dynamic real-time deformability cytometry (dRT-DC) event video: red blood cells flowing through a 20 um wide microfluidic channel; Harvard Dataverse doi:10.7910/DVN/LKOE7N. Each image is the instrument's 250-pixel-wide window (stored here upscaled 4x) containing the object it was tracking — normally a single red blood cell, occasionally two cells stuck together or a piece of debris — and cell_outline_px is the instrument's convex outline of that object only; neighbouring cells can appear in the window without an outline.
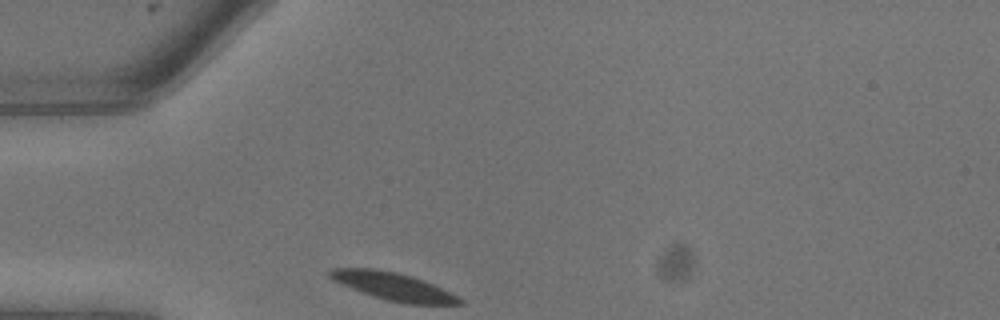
{"species": "common noctule bat (a hibernating species)", "species_latin": "Nyctalus noctula", "temperature_condition": "warm", "stored_images_in_passage": 3, "camera_frame_rate_fps": 3000, "um_per_image_px": 0.085, "animal": {"sex": "male", "body_mass_g": 13.3}, "frame": {"image": 1, "passage_image": 1, "time_ms": 0.0, "image_size_px": [1000, 320], "cell_outline_px": [[464, 304], [404, 304], [388, 300], [352, 288], [332, 280], [328, 276], [328, 272], [332, 268], [376, 268], [400, 272], [412, 276], [432, 284], [464, 300]], "centroid_in_image_um": [33.41, 24.32], "position_along_channel_um": 51.6, "area_um2": 20.69}}
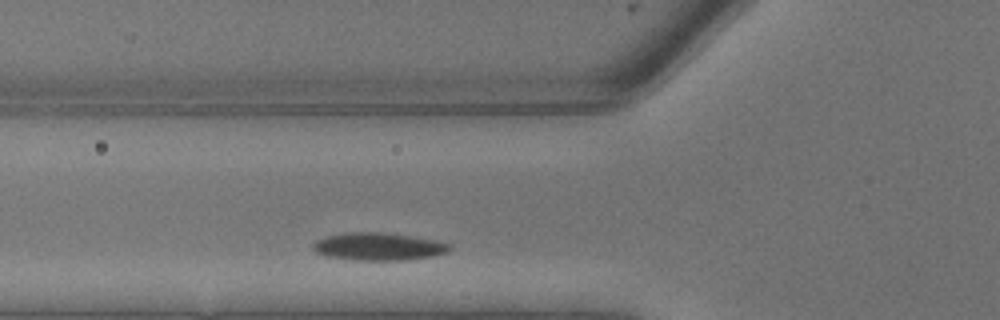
{"frame": {"image": 2, "passage_image": 3, "time_ms": 0.667, "image_size_px": [1000, 320], "cell_outline_px": [[452, 248], [448, 252], [432, 256], [408, 260], [356, 260], [328, 256], [316, 252], [312, 248], [312, 244], [316, 240], [328, 236], [352, 232], [380, 232], [436, 240], [452, 244]], "centroid_in_image_um": [32.21, 20.96], "position_along_channel_um": 93.6, "area_um2": 21.85}}